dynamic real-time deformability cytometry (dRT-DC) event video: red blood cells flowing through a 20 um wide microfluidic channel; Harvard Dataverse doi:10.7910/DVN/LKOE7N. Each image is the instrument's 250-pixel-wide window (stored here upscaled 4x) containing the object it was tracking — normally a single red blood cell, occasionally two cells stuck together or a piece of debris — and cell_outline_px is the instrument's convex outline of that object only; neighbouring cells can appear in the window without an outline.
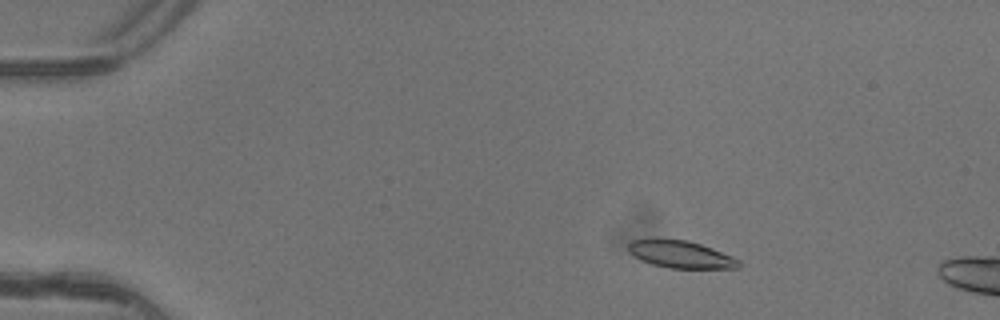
{"species": "common noctule bat (a hibernating species)", "species_latin": "Nyctalus noctula", "temperature_condition": "warm", "stored_images_in_passage": 4, "camera_frame_rate_fps": 3000, "um_per_image_px": 0.085, "animal": {"sex": "female"}, "frame": {"image": 1, "passage_image": 2, "time_ms": 0.333, "image_size_px": [1000, 320], "cell_outline_px": [[740, 268], [668, 268], [652, 264], [628, 252], [628, 244], [632, 240], [688, 240], [712, 248], [732, 256], [740, 260]], "centroid_in_image_um": [57.91, 21.64], "position_along_channel_um": 27.1, "area_um2": 17.17}}